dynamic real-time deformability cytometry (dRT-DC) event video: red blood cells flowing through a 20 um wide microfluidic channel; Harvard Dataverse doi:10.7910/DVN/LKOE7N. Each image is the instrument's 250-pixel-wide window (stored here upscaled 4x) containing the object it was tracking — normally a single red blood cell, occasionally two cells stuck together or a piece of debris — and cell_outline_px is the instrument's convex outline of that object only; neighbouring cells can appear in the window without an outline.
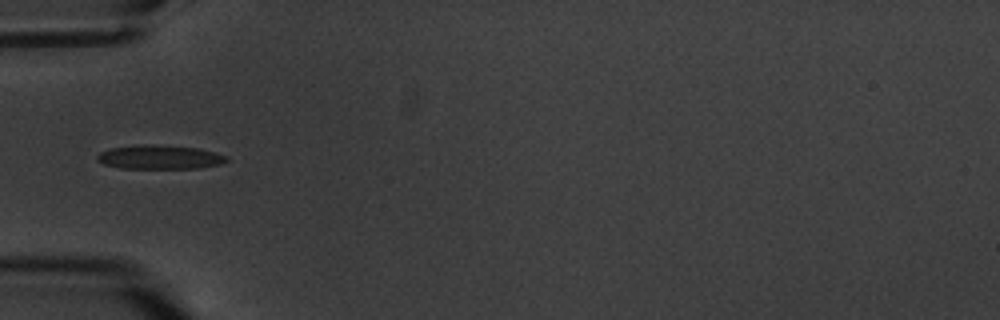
{"species": "common noctule bat (a hibernating species)", "species_latin": "Nyctalus noctula", "temperature_condition": "warm", "stored_images_in_passage": 15, "camera_frame_rate_fps": 3000, "um_per_image_px": 0.085, "animal": {"sex": "male", "body_mass_g": 20.1, "forearm_length_mm": 53.5}, "frame": {"image": 1, "passage_image": 5, "time_ms": 5.667, "image_size_px": [1000, 320], "cell_outline_px": [[228, 160], [220, 164], [200, 168], [120, 168], [104, 164], [96, 160], [96, 156], [100, 152], [108, 148], [136, 144], [152, 144], [196, 148], [216, 152], [224, 156]], "centroid_in_image_um": [13.5, 13.35], "position_along_channel_um": 71.5, "area_um2": 18.15}}
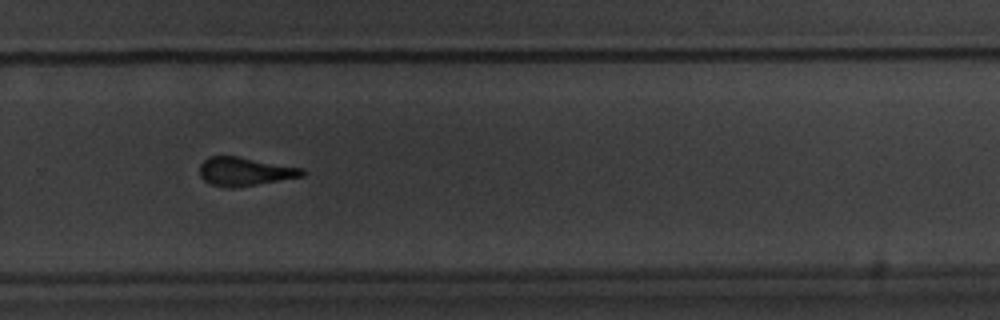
{"frame": {"image": 2, "passage_image": 11, "time_ms": 12.667, "image_size_px": [1000, 320], "cell_outline_px": [[308, 172], [304, 176], [232, 188], [228, 188], [212, 184], [204, 180], [200, 176], [200, 164], [208, 156], [236, 156], [304, 168]], "centroid_in_image_um": [20.83, 14.57], "position_along_channel_um": 309.0, "area_um2": 16.99}}
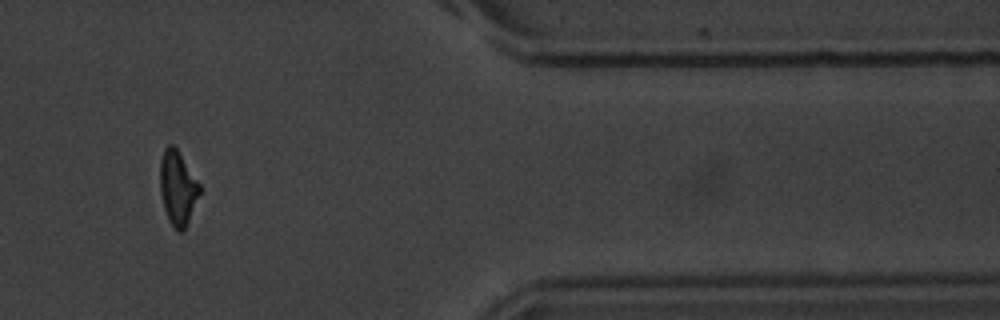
{"frame": {"image": 3, "passage_image": 13, "time_ms": 16.0, "image_size_px": [1000, 320], "cell_outline_px": [[200, 192], [184, 232], [176, 232], [168, 220], [164, 208], [160, 192], [160, 160], [164, 148], [168, 144], [172, 144], [176, 148], [200, 184]], "centroid_in_image_um": [15.09, 16.0], "position_along_channel_um": 396.3, "area_um2": 17.11}, "authors_computed_cell_mechanics": {"area_um2": 17.5134, "velocity_mm_per_s": 3.3832, "shape_relaxation_time_tau1_ms": 2.8415, "shape_relaxation_time_tau2_ms": 1.1041, "deformation_change_tau1": 0.113, "deformation_change_tau2": 0.0781}}